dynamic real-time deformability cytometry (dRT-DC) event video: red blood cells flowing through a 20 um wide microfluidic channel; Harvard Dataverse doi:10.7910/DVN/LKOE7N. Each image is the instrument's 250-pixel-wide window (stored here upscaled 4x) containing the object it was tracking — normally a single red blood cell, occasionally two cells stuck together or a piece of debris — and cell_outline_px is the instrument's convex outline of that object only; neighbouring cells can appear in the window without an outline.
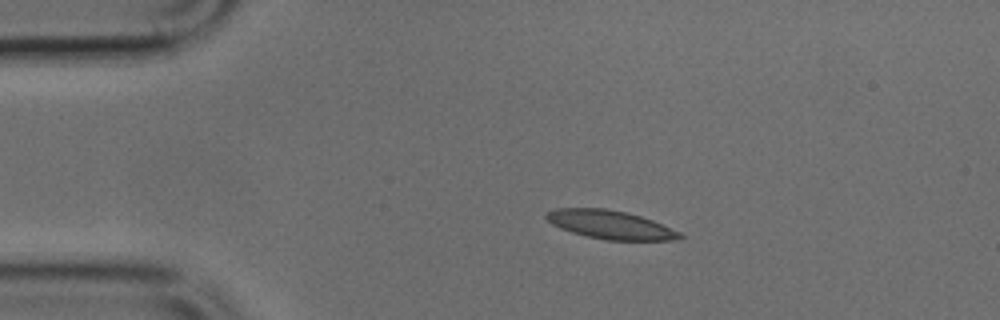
{"species": "common noctule bat (a hibernating species)", "species_latin": "Nyctalus noctula", "temperature_condition": "cold", "stored_images_in_passage": 40, "camera_frame_rate_fps": 3000, "um_per_image_px": 0.085, "animal": {"sex": "male", "body_mass_g": 17.9, "forearm_length_mm": 54.2}, "frame": {"image": 1, "passage_image": 1, "time_ms": 0.0, "image_size_px": [1000, 320], "cell_outline_px": [[684, 236], [680, 240], [604, 240], [572, 232], [560, 228], [552, 224], [544, 216], [548, 212], [556, 208], [604, 208], [628, 212], [652, 220], [680, 232]], "centroid_in_image_um": [51.89, 19.1], "position_along_channel_um": 33.1, "area_um2": 22.14}}
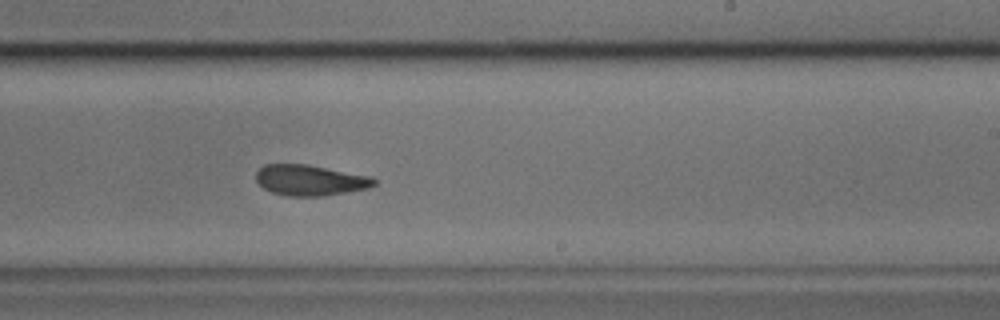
{"frame": {"image": 2, "passage_image": 21, "time_ms": 6.667, "image_size_px": [1000, 320], "cell_outline_px": [[376, 184], [368, 188], [324, 196], [288, 196], [272, 192], [264, 188], [256, 180], [256, 172], [264, 164], [308, 164], [372, 176], [376, 180]], "centroid_in_image_um": [26.37, 15.31], "position_along_channel_um": 262.6, "area_um2": 21.21}}
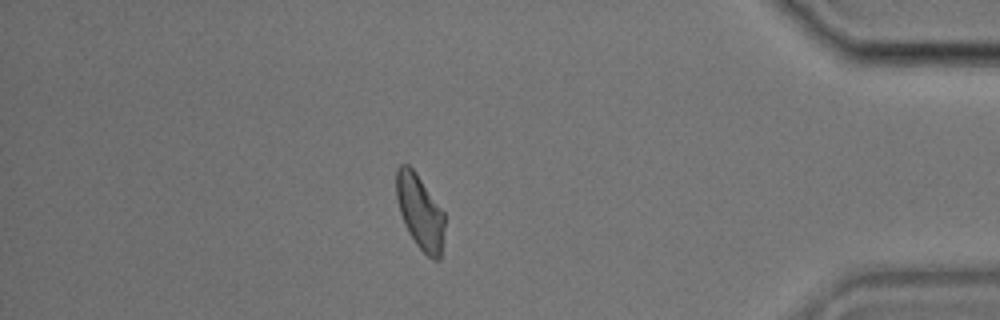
{"frame": {"image": 3, "passage_image": 34, "time_ms": 11.0, "image_size_px": [1000, 320], "cell_outline_px": [[444, 228], [440, 260], [432, 260], [416, 244], [408, 232], [404, 224], [400, 212], [396, 196], [396, 168], [400, 164], [408, 164], [416, 172], [444, 212]], "centroid_in_image_um": [35.69, 18.0], "position_along_channel_um": 399.5, "area_um2": 20.92}}